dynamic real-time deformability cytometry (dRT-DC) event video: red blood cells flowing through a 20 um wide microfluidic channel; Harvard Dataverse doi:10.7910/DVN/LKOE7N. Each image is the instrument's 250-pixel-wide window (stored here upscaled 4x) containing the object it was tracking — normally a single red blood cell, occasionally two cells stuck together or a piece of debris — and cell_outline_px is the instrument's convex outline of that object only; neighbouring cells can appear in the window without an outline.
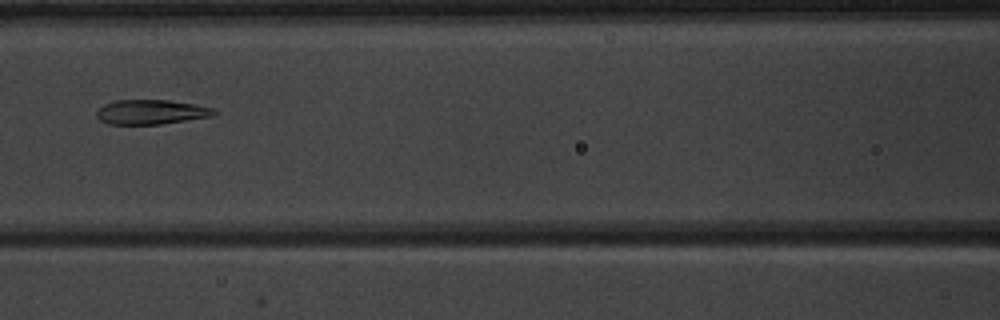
{"species": "common noctule bat (a hibernating species)", "species_latin": "Nyctalus noctula", "temperature_condition": "warm", "stored_images_in_passage": 3, "camera_frame_rate_fps": 3000, "um_per_image_px": 0.085, "animal": {"sex": "male", "body_mass_g": 20.1, "forearm_length_mm": 53.5}, "frame": {"image": 1, "passage_image": 3, "time_ms": 2.333, "image_size_px": [1000, 320], "cell_outline_px": [[220, 112], [216, 116], [160, 124], [108, 124], [100, 120], [96, 116], [96, 112], [104, 104], [116, 100], [168, 100], [192, 104], [212, 108]], "centroid_in_image_um": [12.87, 9.52], "position_along_channel_um": 153.7, "area_um2": 16.88}}